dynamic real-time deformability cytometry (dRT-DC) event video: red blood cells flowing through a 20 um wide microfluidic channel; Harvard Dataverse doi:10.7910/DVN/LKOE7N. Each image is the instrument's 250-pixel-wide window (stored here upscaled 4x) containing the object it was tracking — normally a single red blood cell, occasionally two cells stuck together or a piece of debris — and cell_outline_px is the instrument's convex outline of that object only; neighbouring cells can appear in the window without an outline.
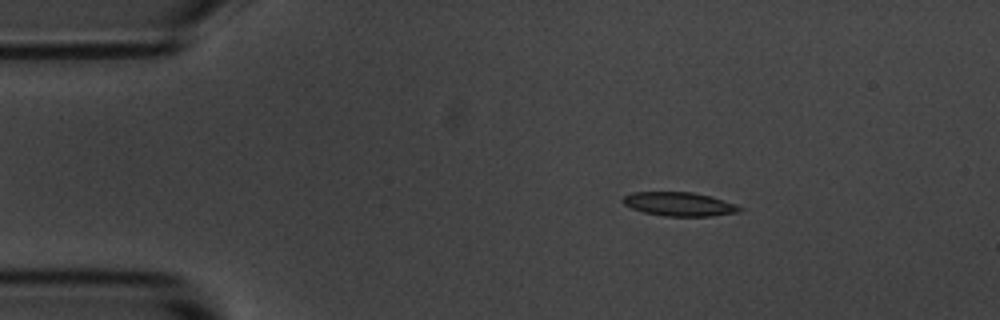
{"species": "common noctule bat (a hibernating species)", "species_latin": "Nyctalus noctula", "temperature_condition": "room temperature", "stored_images_in_passage": 5, "camera_frame_rate_fps": 3000, "um_per_image_px": 0.085, "animal": {"sex": "male", "body_mass_g": 20.1, "forearm_length_mm": 53.5}, "frame": {"image": 1, "passage_image": 2, "time_ms": 1.333, "image_size_px": [1000, 320], "cell_outline_px": [[744, 208], [740, 212], [712, 216], [664, 216], [644, 212], [632, 208], [624, 204], [620, 200], [624, 196], [632, 192], [692, 192], [712, 196], [736, 204]], "centroid_in_image_um": [57.76, 17.34], "position_along_channel_um": 27.2, "area_um2": 16.36}}
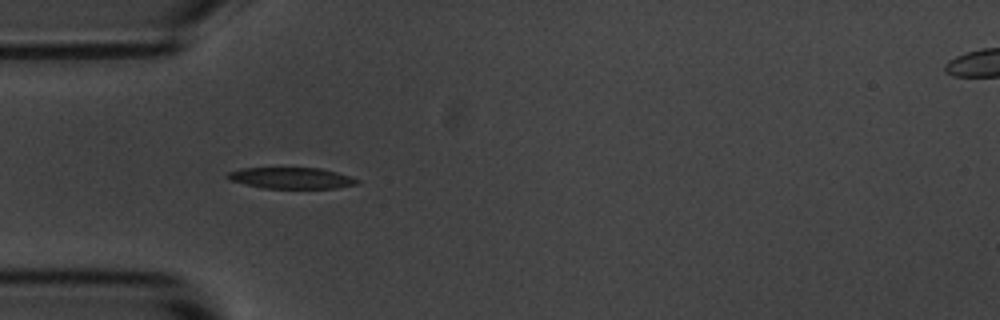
{"frame": {"image": 2, "passage_image": 4, "time_ms": 3.667, "image_size_px": [1000, 320], "cell_outline_px": [[360, 180], [356, 184], [336, 188], [260, 188], [228, 180], [224, 176], [228, 172], [240, 168], [320, 168], [336, 172]], "centroid_in_image_um": [24.68, 15.13], "position_along_channel_um": 60.3, "area_um2": 16.01}}